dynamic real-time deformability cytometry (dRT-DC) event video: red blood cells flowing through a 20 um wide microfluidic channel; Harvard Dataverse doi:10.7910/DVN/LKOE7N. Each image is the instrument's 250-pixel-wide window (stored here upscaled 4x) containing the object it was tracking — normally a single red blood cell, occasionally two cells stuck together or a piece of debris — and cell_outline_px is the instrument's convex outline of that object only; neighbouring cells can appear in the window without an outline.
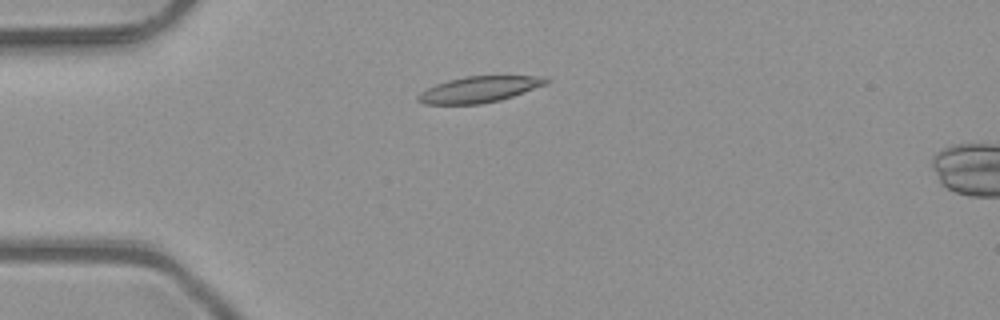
{"species": "common noctule bat (a hibernating species)", "species_latin": "Nyctalus noctula", "temperature_condition": "room temperature", "stored_images_in_passage": 5, "camera_frame_rate_fps": 3000, "um_per_image_px": 0.085, "animal": {"sex": "male", "body_mass_g": 23.1, "forearm_length_mm": 52.7}, "frame": {"image": 1, "passage_image": 2, "time_ms": 0.333, "image_size_px": [1000, 320], "cell_outline_px": [[548, 84], [500, 100], [480, 104], [424, 104], [416, 100], [416, 96], [420, 92], [436, 84], [448, 80], [464, 76], [548, 76]], "centroid_in_image_um": [40.73, 7.59], "position_along_channel_um": 44.3, "area_um2": 19.48}}
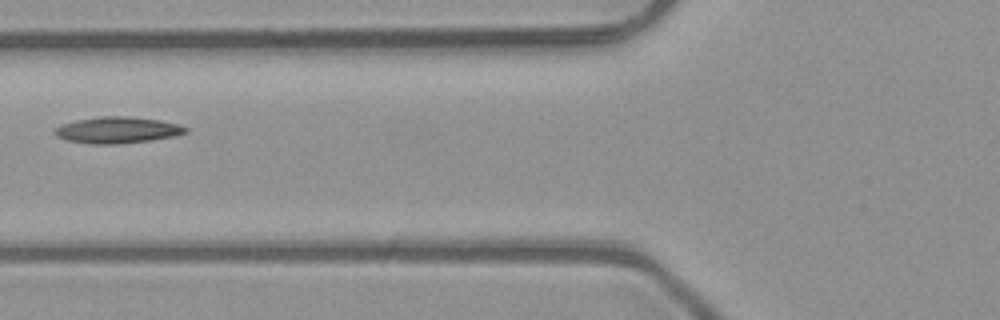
{"frame": {"image": 2, "passage_image": 4, "time_ms": 1.0, "image_size_px": [1000, 320], "cell_outline_px": [[188, 132], [172, 136], [148, 140], [120, 144], [92, 144], [68, 140], [56, 136], [52, 132], [60, 124], [76, 120], [100, 116], [128, 116], [160, 120], [180, 124], [188, 128]], "centroid_in_image_um": [9.96, 11.04], "position_along_channel_um": 115.8, "area_um2": 20.11}}
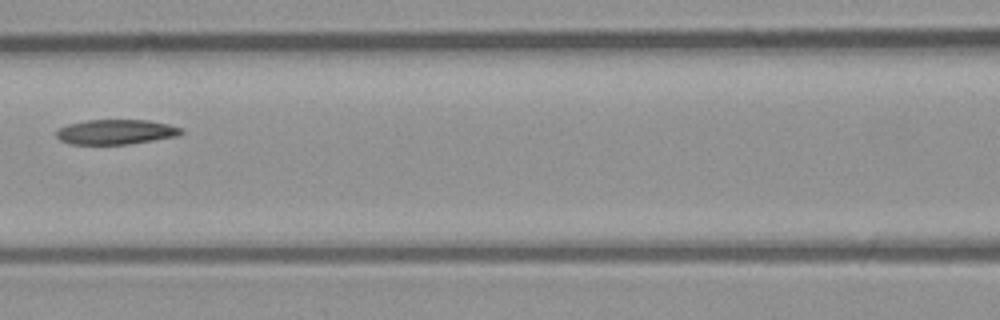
{"frame": {"image": 3, "passage_image": 5, "time_ms": 1.333, "image_size_px": [1000, 320], "cell_outline_px": [[184, 132], [176, 136], [128, 144], [68, 144], [60, 140], [56, 136], [56, 132], [60, 128], [68, 124], [88, 120], [148, 120], [168, 124], [180, 128]], "centroid_in_image_um": [9.82, 11.21], "position_along_channel_um": 156.8, "area_um2": 17.92}}